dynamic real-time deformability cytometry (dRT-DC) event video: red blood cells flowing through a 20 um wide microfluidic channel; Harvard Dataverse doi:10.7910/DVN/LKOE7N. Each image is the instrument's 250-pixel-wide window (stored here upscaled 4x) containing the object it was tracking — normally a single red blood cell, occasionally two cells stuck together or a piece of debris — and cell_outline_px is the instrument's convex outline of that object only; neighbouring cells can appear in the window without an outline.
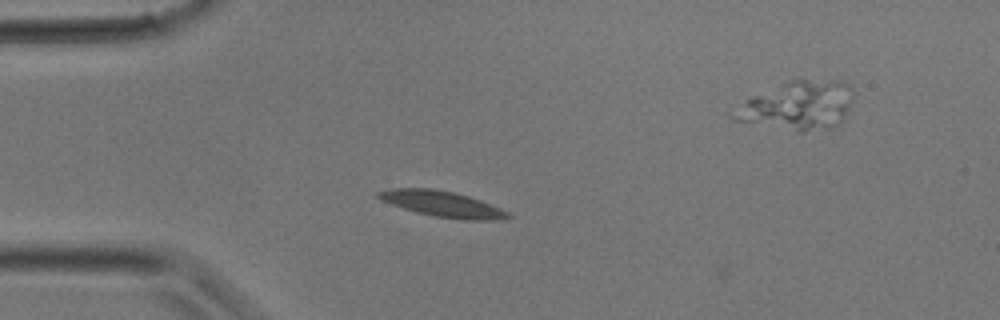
{"species": "common noctule bat (a hibernating species)", "species_latin": "Nyctalus noctula", "temperature_condition": "room temperature", "stored_images_in_passage": 12, "camera_frame_rate_fps": 3000, "um_per_image_px": 0.085, "animal": {"sex": "male", "body_mass_g": 17.9}, "frame": {"image": 1, "passage_image": 3, "time_ms": 0.667, "image_size_px": [1000, 320], "cell_outline_px": [[512, 216], [500, 220], [464, 220], [436, 216], [416, 212], [380, 200], [376, 196], [376, 192], [392, 188], [432, 188], [452, 192], [468, 196], [480, 200], [500, 208], [508, 212]], "centroid_in_image_um": [37.59, 17.33], "position_along_channel_um": 47.4, "area_um2": 19.31}}
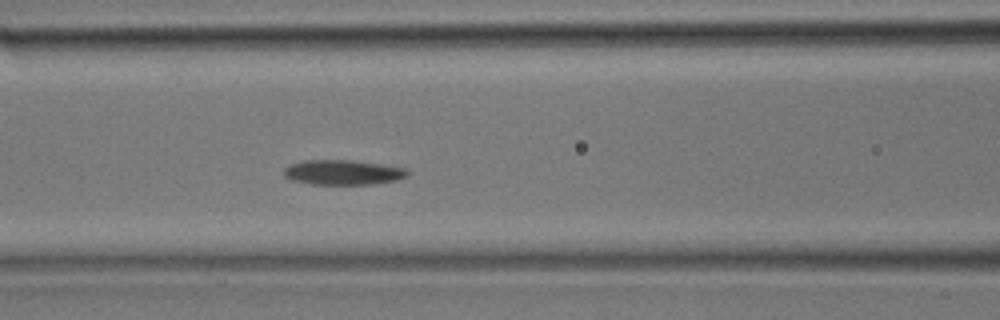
{"frame": {"image": 2, "passage_image": 8, "time_ms": 2.333, "image_size_px": [1000, 320], "cell_outline_px": [[408, 176], [396, 180], [372, 184], [312, 184], [292, 180], [284, 176], [284, 168], [292, 164], [304, 160], [352, 160], [380, 164], [404, 168], [408, 172]], "centroid_in_image_um": [29.13, 14.65], "position_along_channel_um": 137.5, "area_um2": 17.74}}
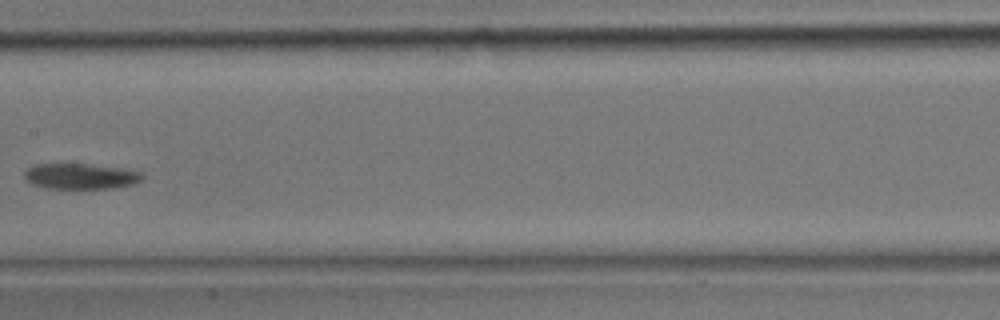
{"frame": {"image": 3, "passage_image": 11, "time_ms": 3.333, "image_size_px": [1000, 320], "cell_outline_px": [[144, 180], [132, 184], [112, 188], [48, 188], [32, 184], [24, 180], [24, 172], [28, 168], [36, 164], [88, 164], [132, 168], [140, 172], [144, 176]], "centroid_in_image_um": [6.9, 14.97], "position_along_channel_um": 200.5, "area_um2": 17.86}}